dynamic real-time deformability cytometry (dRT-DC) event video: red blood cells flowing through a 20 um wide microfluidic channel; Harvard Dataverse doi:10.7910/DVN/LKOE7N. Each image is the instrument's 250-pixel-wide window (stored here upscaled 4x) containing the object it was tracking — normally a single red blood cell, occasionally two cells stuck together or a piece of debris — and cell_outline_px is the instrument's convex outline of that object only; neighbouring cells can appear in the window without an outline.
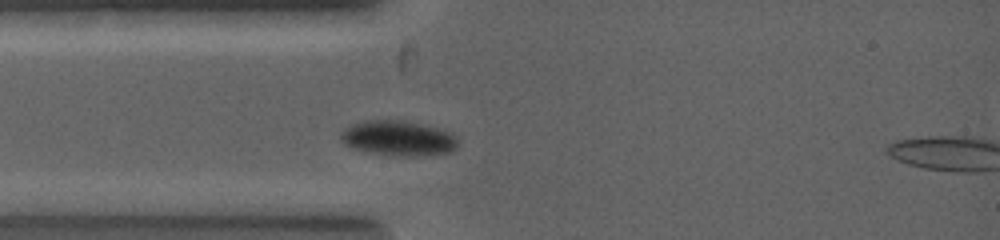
{"species": "common noctule bat (a hibernating species)", "species_latin": "Nyctalus noctula", "temperature_condition": "warm", "stored_images_in_passage": 6, "camera_frame_rate_fps": 5000, "um_per_image_px": 0.085, "animal": {"sex": "female", "body_mass_g": 19.0, "forearm_length_mm": 53.3}, "frame": {"image": 1, "passage_image": 5, "time_ms": 1.6, "image_size_px": [1000, 240], "cell_outline_px": [[460, 144], [452, 152], [412, 156], [392, 156], [364, 152], [352, 148], [344, 144], [340, 140], [340, 132], [344, 128], [352, 124], [364, 120], [400, 120], [424, 124], [440, 128], [452, 132], [456, 136]], "centroid_in_image_um": [33.85, 11.75], "position_along_channel_um": 51.1, "area_um2": 24.57}}